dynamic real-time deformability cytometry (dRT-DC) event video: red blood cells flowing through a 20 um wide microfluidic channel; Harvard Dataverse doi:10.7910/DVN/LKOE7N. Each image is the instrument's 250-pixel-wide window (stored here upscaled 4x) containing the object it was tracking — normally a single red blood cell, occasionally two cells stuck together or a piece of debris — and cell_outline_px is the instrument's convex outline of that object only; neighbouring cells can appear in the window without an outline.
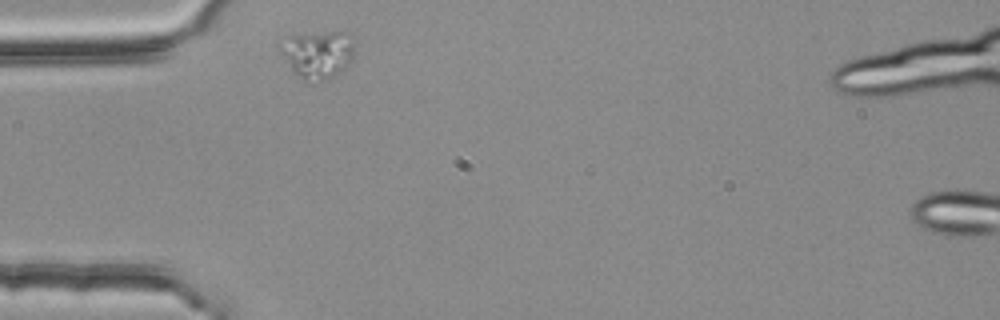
{"species": "common noctule bat (a hibernating species)", "species_latin": "Nyctalus noctula", "temperature_condition": "room temperature", "stored_images_in_passage": 35, "camera_frame_rate_fps": 3000, "um_per_image_px": 0.085, "animal": {"sex": "female", "body_mass_g": 25.1}, "frame": {"image": 1, "passage_image": 1, "time_ms": 0.0, "image_size_px": [1000, 320], "cell_outline_px": [[352, 60], [340, 72], [328, 80], [312, 84], [304, 80], [292, 72], [276, 48], [276, 40], [288, 36], [328, 32], [344, 32], [352, 40]], "centroid_in_image_um": [26.88, 4.65], "position_along_channel_um": 58.1, "area_um2": 21.15}}